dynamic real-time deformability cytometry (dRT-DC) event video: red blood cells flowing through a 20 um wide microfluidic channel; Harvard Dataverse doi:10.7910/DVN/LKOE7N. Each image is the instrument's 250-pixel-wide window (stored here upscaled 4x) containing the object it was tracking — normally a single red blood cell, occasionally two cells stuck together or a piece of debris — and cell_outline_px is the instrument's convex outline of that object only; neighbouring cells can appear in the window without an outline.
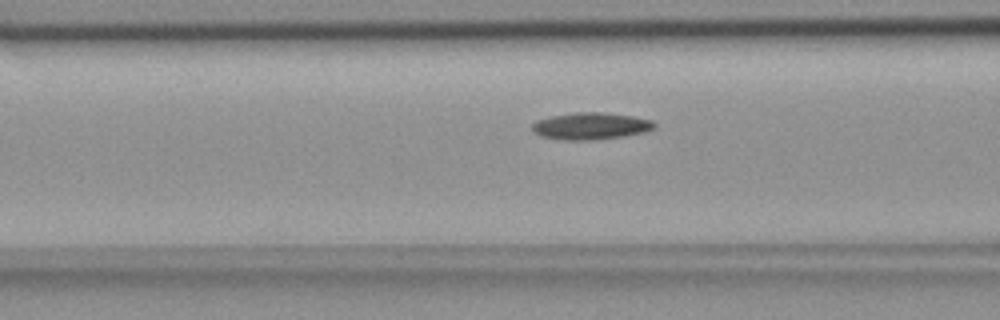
{"species": "common noctule bat (a hibernating species)", "species_latin": "Nyctalus noctula", "temperature_condition": "room temperature", "stored_images_in_passage": 17, "camera_frame_rate_fps": 3000, "um_per_image_px": 0.085, "animal": {"sex": "female", "body_mass_g": 18.4}, "frame": {"image": 1, "passage_image": 12, "time_ms": 3.667, "image_size_px": [1000, 320], "cell_outline_px": [[656, 128], [644, 132], [624, 136], [592, 140], [564, 140], [540, 136], [532, 128], [532, 124], [536, 120], [552, 116], [576, 112], [604, 112], [632, 116], [652, 120], [656, 124]], "centroid_in_image_um": [50.24, 10.71], "position_along_channel_um": 116.4, "area_um2": 19.19}}